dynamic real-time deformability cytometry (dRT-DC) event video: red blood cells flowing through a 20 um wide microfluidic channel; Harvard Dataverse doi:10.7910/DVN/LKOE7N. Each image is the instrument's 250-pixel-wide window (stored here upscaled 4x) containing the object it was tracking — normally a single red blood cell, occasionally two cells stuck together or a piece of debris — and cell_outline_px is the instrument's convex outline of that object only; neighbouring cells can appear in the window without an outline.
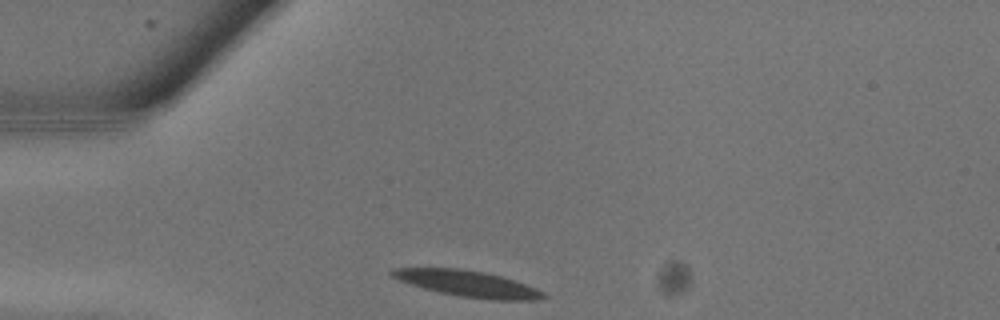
{"species": "common noctule bat (a hibernating species)", "species_latin": "Nyctalus noctula", "temperature_condition": "warm", "stored_images_in_passage": 4, "camera_frame_rate_fps": 3000, "um_per_image_px": 0.085, "animal": {"sex": "male", "body_mass_g": 13.3}, "frame": {"image": 1, "passage_image": 1, "time_ms": 0.0, "image_size_px": [1000, 320], "cell_outline_px": [[548, 296], [540, 300], [492, 300], [460, 296], [440, 292], [424, 288], [400, 280], [392, 276], [388, 272], [392, 268], [460, 268], [484, 272], [516, 280], [536, 288], [544, 292]], "centroid_in_image_um": [39.81, 24.11], "position_along_channel_um": 45.2, "area_um2": 23.0}}
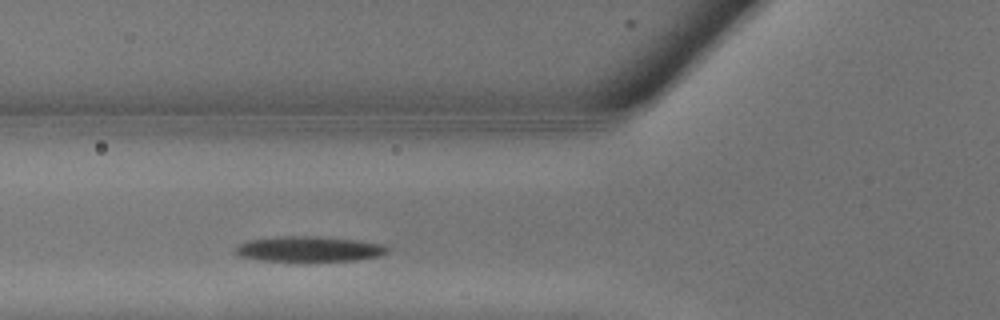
{"frame": {"image": 2, "passage_image": 4, "time_ms": 1.0, "image_size_px": [1000, 320], "cell_outline_px": [[388, 252], [380, 256], [356, 260], [260, 260], [240, 256], [236, 252], [236, 244], [248, 240], [276, 236], [320, 236], [356, 240], [380, 244], [388, 248]], "centroid_in_image_um": [26.24, 21.14], "position_along_channel_um": 99.6, "area_um2": 22.14}}